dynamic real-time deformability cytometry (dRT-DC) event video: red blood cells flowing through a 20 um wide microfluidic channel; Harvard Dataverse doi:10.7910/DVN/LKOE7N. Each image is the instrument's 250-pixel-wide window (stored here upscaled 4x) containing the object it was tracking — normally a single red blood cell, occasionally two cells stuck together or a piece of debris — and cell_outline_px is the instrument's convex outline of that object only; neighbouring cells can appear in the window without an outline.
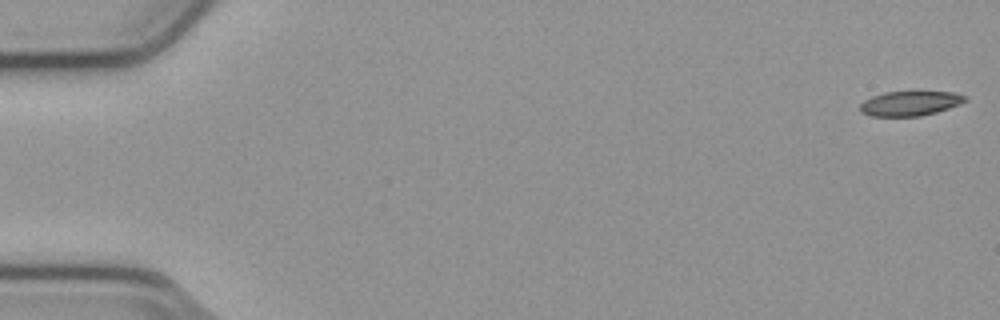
{"species": "common noctule bat (a hibernating species)", "species_latin": "Nyctalus noctula", "temperature_condition": "cold", "stored_images_in_passage": 54, "camera_frame_rate_fps": 3000, "um_per_image_px": 0.085, "animal": {"sex": "male", "body_mass_g": 23.1, "forearm_length_mm": 52.7}, "frame": {"image": 1, "passage_image": 1, "time_ms": 0.0, "image_size_px": [1000, 320], "cell_outline_px": [[968, 100], [960, 104], [936, 112], [920, 116], [872, 116], [860, 112], [860, 104], [864, 100], [872, 96], [884, 92], [952, 92], [968, 96]], "centroid_in_image_um": [77.36, 8.79], "position_along_channel_um": 7.6, "area_um2": 15.09}}
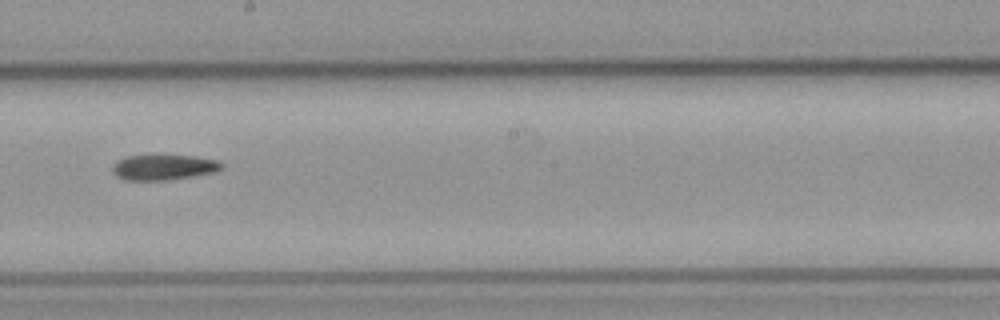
{"frame": {"image": 2, "passage_image": 31, "time_ms": 10.0, "image_size_px": [1000, 320], "cell_outline_px": [[224, 164], [220, 168], [212, 172], [168, 180], [124, 180], [116, 176], [112, 172], [112, 164], [116, 160], [128, 156], [148, 152], [156, 152], [196, 156], [216, 160]], "centroid_in_image_um": [13.8, 14.15], "position_along_channel_um": 234.4, "area_um2": 16.99}}
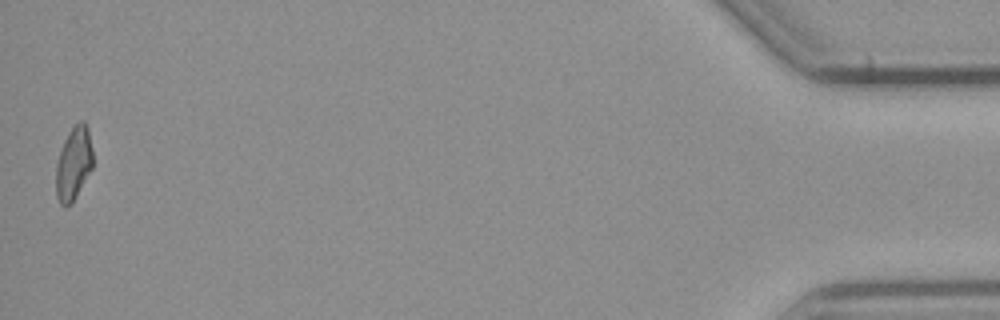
{"frame": {"image": 3, "passage_image": 54, "time_ms": 17.667, "image_size_px": [1000, 320], "cell_outline_px": [[92, 168], [72, 204], [64, 208], [60, 204], [56, 196], [56, 164], [64, 140], [68, 132], [80, 120], [84, 120], [88, 132], [92, 148]], "centroid_in_image_um": [6.24, 13.94], "position_along_channel_um": 429.0, "area_um2": 15.72}}